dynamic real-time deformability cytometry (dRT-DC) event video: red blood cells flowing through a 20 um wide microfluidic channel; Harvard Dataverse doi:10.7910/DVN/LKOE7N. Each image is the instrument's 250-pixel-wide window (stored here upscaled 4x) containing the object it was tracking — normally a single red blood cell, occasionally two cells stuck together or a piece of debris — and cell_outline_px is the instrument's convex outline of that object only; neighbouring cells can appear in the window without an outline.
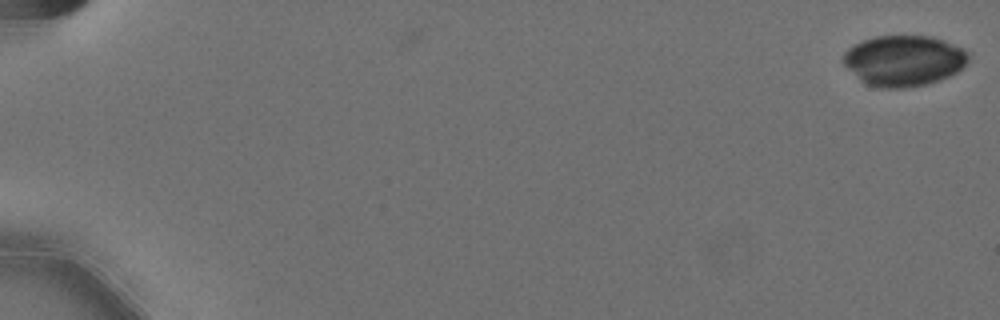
{"species": "Egyptian fruit bat (a non-hibernating species)", "species_latin": "Rousettus aegyptiacus", "temperature_condition": "cold", "stored_images_in_passage": 2, "camera_frame_rate_fps": 3000, "um_per_image_px": 0.085, "animal": {"sex": "female"}, "frame": {"image": 1, "passage_image": 2, "time_ms": 0.333, "image_size_px": [1000, 320], "cell_outline_px": [[968, 60], [956, 72], [940, 80], [924, 84], [904, 88], [884, 88], [868, 84], [860, 80], [840, 60], [844, 52], [848, 48], [864, 40], [876, 36], [932, 36], [944, 40], [964, 48], [968, 52]], "centroid_in_image_um": [76.81, 5.14], "position_along_channel_um": 8.2, "area_um2": 36.82}}